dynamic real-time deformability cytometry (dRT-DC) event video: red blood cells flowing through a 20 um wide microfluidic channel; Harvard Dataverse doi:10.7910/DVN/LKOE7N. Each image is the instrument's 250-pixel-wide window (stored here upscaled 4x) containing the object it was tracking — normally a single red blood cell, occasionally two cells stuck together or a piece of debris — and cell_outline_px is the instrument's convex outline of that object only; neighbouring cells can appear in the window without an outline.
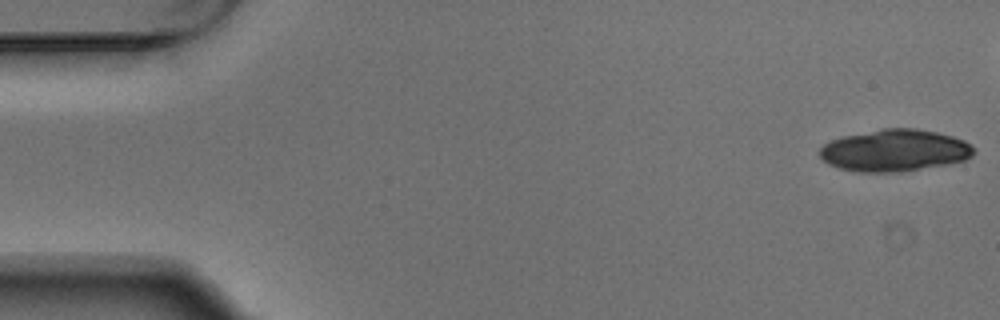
{"species": "Egyptian fruit bat (a non-hibernating species)", "species_latin": "Rousettus aegyptiacus", "temperature_condition": "warm", "stored_images_in_passage": 5, "camera_frame_rate_fps": 3000, "um_per_image_px": 0.085, "animal": {"sex": "male"}, "frame": {"image": 1, "passage_image": 1, "time_ms": 0.0, "image_size_px": [1000, 320], "cell_outline_px": [[976, 152], [972, 156], [964, 160], [948, 164], [900, 172], [856, 172], [840, 168], [828, 164], [820, 156], [820, 148], [824, 144], [832, 140], [844, 136], [880, 128], [916, 128], [936, 132], [952, 136], [964, 140], [972, 144], [976, 148]], "centroid_in_image_um": [76.08, 12.78], "position_along_channel_um": 8.9, "area_um2": 37.86}}